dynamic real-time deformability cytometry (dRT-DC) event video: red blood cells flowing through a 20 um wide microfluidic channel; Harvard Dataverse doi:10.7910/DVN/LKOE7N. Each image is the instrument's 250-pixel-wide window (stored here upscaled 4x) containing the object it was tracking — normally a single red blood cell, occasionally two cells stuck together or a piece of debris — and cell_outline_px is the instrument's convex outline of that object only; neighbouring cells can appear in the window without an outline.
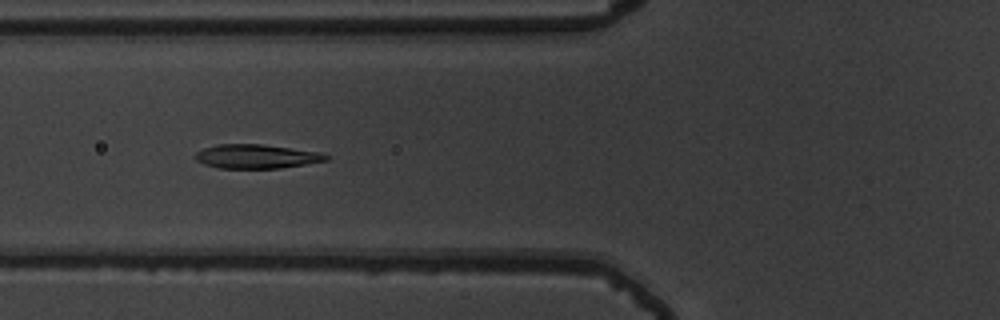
{"species": "common noctule bat (a hibernating species)", "species_latin": "Nyctalus noctula", "temperature_condition": "warm", "stored_images_in_passage": 50, "camera_frame_rate_fps": 3000, "um_per_image_px": 0.085, "animal": {"sex": "male", "body_mass_g": 19.5, "forearm_length_mm": 54.6}, "frame": {"image": 1, "passage_image": 18, "time_ms": 5.667, "image_size_px": [1000, 320], "cell_outline_px": [[328, 160], [280, 168], [216, 168], [204, 164], [196, 160], [192, 156], [196, 152], [204, 148], [216, 144], [260, 144], [324, 152], [328, 156]], "centroid_in_image_um": [21.77, 13.29], "position_along_channel_um": 104.0, "area_um2": 18.44}}
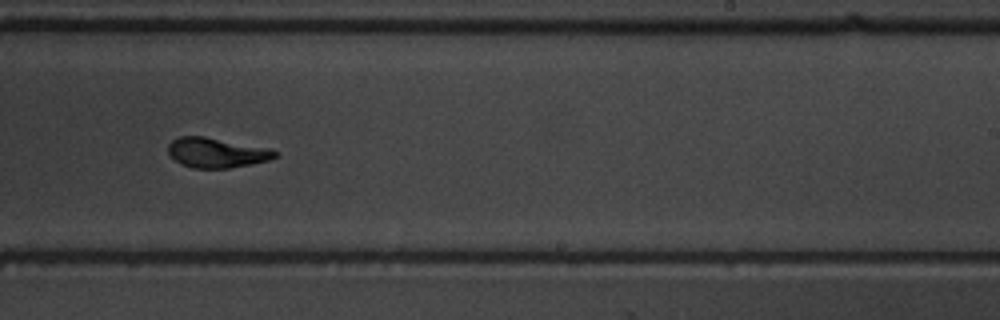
{"frame": {"image": 2, "passage_image": 31, "time_ms": 10.0, "image_size_px": [1000, 320], "cell_outline_px": [[280, 152], [276, 156], [268, 160], [252, 164], [228, 168], [192, 168], [180, 164], [168, 152], [168, 144], [172, 140], [180, 136], [204, 136], [272, 148]], "centroid_in_image_um": [18.44, 12.97], "position_along_channel_um": 270.6, "area_um2": 18.79}}
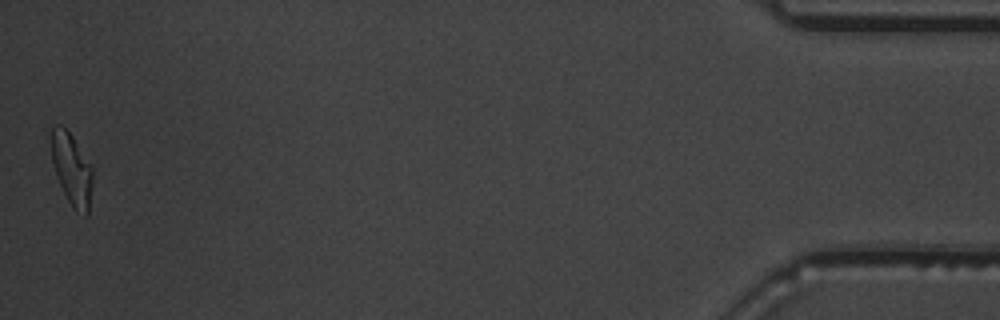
{"frame": {"image": 3, "passage_image": 50, "time_ms": 16.333, "image_size_px": [1000, 320], "cell_outline_px": [[92, 184], [88, 216], [84, 216], [76, 212], [68, 200], [60, 184], [52, 160], [52, 128], [56, 124], [60, 124], [72, 136], [92, 164]], "centroid_in_image_um": [6.14, 14.41], "position_along_channel_um": 429.1, "area_um2": 17.17}, "authors_computed_cell_mechanics": {"area_um2": 18.496, "velocity_mm_per_s": 3.8462, "shape_relaxation_time_tau1_ms": 3.4655, "shape_relaxation_time_tau2_ms": 1.332, "deformation_change_tau1": 0.1778, "deformation_change_tau2": 0.0515}}